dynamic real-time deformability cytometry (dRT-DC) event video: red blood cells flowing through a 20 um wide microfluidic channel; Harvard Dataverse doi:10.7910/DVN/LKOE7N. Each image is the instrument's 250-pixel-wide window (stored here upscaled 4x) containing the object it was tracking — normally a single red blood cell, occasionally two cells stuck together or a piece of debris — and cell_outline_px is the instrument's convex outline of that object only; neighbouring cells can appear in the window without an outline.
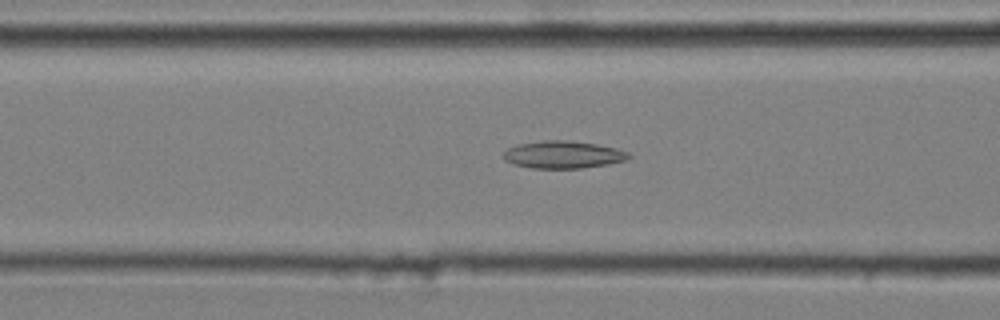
{"species": "common noctule bat (a hibernating species)", "species_latin": "Nyctalus noctula", "temperature_condition": "cold", "stored_images_in_passage": 48, "camera_frame_rate_fps": 3000, "um_per_image_px": 0.085, "animal": {"sex": "male", "body_mass_g": 20.4}, "frame": {"image": 1, "passage_image": 21, "time_ms": 6.667, "image_size_px": [1000, 320], "cell_outline_px": [[632, 156], [628, 160], [608, 164], [584, 168], [532, 168], [512, 164], [504, 160], [504, 152], [508, 148], [516, 144], [544, 140], [564, 140], [596, 144], [616, 148], [628, 152]], "centroid_in_image_um": [47.87, 13.15], "position_along_channel_um": 118.7, "area_um2": 20.11}}
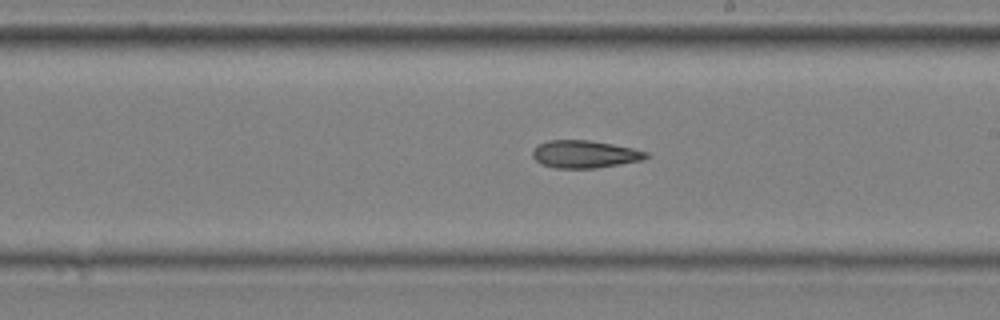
{"frame": {"image": 2, "passage_image": 31, "time_ms": 10.0, "image_size_px": [1000, 320], "cell_outline_px": [[652, 156], [644, 160], [596, 168], [556, 168], [540, 164], [532, 156], [532, 152], [536, 144], [548, 140], [588, 140], [612, 144], [632, 148], [648, 152]], "centroid_in_image_um": [49.7, 13.1], "position_along_channel_um": 239.3, "area_um2": 18.44}}
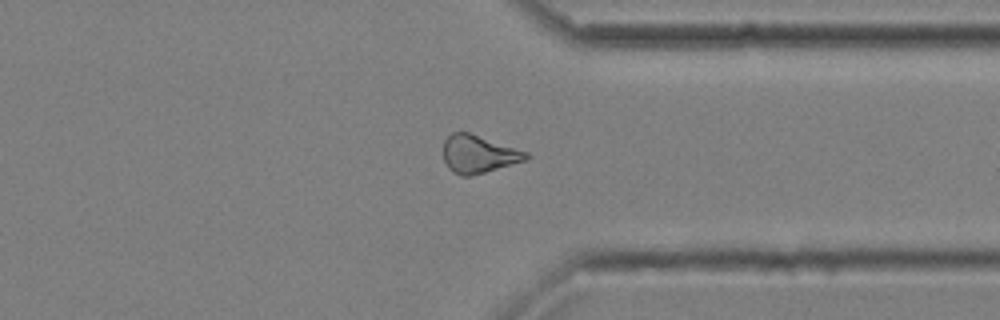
{"frame": {"image": 3, "passage_image": 42, "time_ms": 13.667, "image_size_px": [1000, 320], "cell_outline_px": [[532, 156], [528, 160], [484, 172], [468, 176], [460, 176], [452, 172], [448, 168], [444, 160], [444, 140], [452, 132], [468, 132], [528, 152]], "centroid_in_image_um": [40.69, 13.1], "position_along_channel_um": 370.7, "area_um2": 18.21}, "authors_computed_cell_mechanics": {"area_um2": 19.2185, "velocity_mm_per_s": 3.6241, "shape_relaxation_time_tau1_ms": null, "shape_relaxation_time_tau2_ms": 5.8196, "deformation_change_tau1": null, "deformation_change_tau2": 0.1482}}